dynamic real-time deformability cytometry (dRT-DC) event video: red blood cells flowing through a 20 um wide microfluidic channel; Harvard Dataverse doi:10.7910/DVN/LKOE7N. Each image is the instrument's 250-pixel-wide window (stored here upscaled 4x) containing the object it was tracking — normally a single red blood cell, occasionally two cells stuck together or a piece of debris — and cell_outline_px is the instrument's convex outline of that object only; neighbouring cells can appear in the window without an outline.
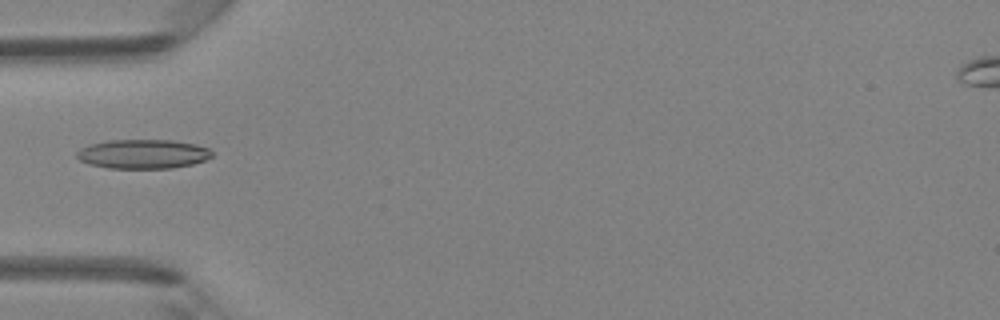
{"species": "Egyptian fruit bat (a non-hibernating species)", "species_latin": "Rousettus aegyptiacus", "temperature_condition": "room temperature", "stored_images_in_passage": 4, "camera_frame_rate_fps": 3000, "um_per_image_px": 0.085, "animal": {"sex": "female"}, "frame": {"image": 1, "passage_image": 4, "time_ms": 4.333, "image_size_px": [1000, 320], "cell_outline_px": [[212, 156], [204, 160], [192, 164], [172, 168], [108, 168], [88, 164], [80, 160], [76, 156], [76, 152], [80, 148], [88, 144], [108, 140], [172, 140], [196, 144], [208, 148], [212, 152]], "centroid_in_image_um": [12.12, 13.08], "position_along_channel_um": 72.9, "area_um2": 23.12}}